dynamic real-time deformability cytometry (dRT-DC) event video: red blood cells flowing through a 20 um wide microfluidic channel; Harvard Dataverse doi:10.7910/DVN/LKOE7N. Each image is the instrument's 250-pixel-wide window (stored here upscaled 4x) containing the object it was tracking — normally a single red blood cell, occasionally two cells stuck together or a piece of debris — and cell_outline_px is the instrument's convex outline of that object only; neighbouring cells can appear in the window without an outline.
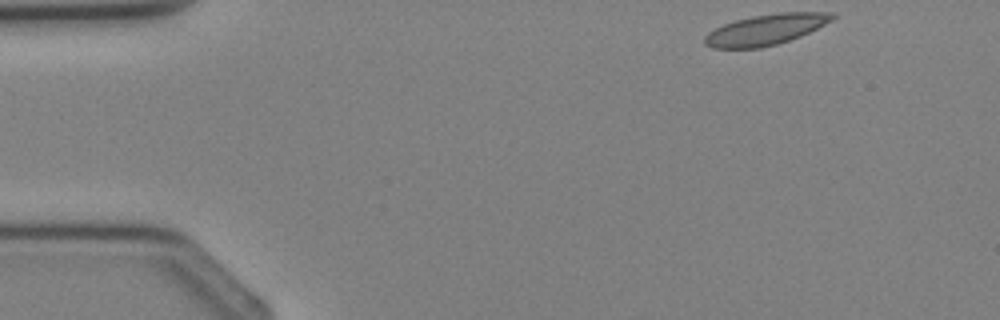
{"species": "Egyptian fruit bat (a non-hibernating species)", "species_latin": "Rousettus aegyptiacus", "temperature_condition": "cold", "stored_images_in_passage": 4, "camera_frame_rate_fps": 3000, "um_per_image_px": 0.085, "animal": {"sex": "female"}, "frame": {"image": 1, "passage_image": 1, "time_ms": 0.0, "image_size_px": [1000, 320], "cell_outline_px": [[836, 16], [832, 20], [800, 36], [776, 44], [760, 48], [712, 48], [704, 44], [704, 36], [708, 32], [724, 24], [736, 20], [752, 16], [780, 12], [832, 12]], "centroid_in_image_um": [65.06, 2.51], "position_along_channel_um": 19.9, "area_um2": 22.6}}
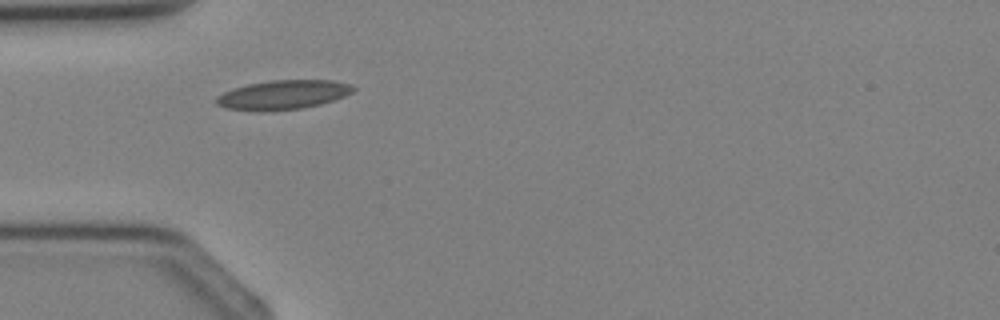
{"frame": {"image": 2, "passage_image": 3, "time_ms": 2.333, "image_size_px": [1000, 320], "cell_outline_px": [[356, 88], [352, 92], [344, 96], [320, 104], [300, 108], [264, 112], [252, 112], [224, 108], [216, 104], [216, 96], [232, 88], [248, 84], [272, 80], [332, 80], [348, 84]], "centroid_in_image_um": [23.98, 8.07], "position_along_channel_um": 61.0, "area_um2": 23.47}}
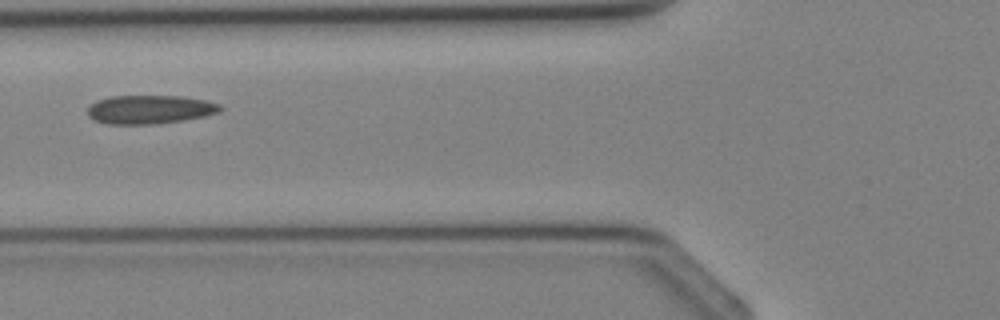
{"frame": {"image": 3, "passage_image": 4, "time_ms": 3.333, "image_size_px": [1000, 320], "cell_outline_px": [[224, 108], [220, 112], [204, 116], [184, 120], [156, 124], [108, 124], [96, 120], [88, 116], [88, 108], [96, 100], [112, 96], [180, 96], [208, 100], [220, 104]], "centroid_in_image_um": [12.78, 9.3], "position_along_channel_um": 113.0, "area_um2": 22.25}}